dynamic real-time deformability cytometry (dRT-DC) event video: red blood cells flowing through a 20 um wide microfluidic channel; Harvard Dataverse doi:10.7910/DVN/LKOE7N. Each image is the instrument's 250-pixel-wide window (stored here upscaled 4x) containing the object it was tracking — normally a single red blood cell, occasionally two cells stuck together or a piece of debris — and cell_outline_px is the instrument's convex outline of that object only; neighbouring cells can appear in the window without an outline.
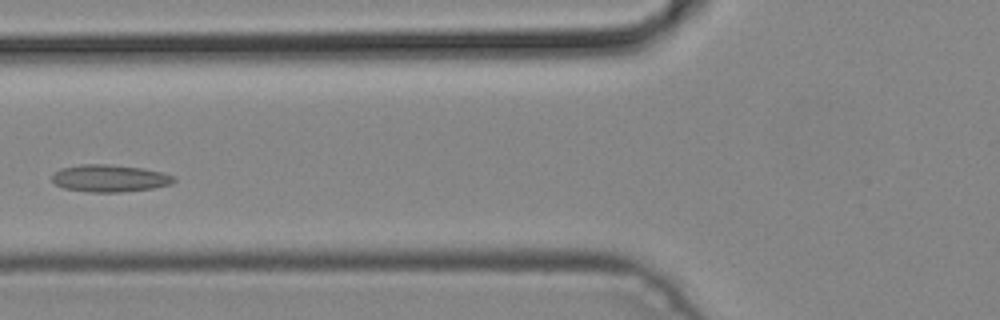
{"species": "common noctule bat (a hibernating species)", "species_latin": "Nyctalus noctula", "temperature_condition": "cold", "stored_images_in_passage": 6, "camera_frame_rate_fps": 3000, "um_per_image_px": 0.085, "animal": {"sex": "male", "body_mass_g": 19.2, "forearm_length_mm": 51.8}, "frame": {"image": 1, "passage_image": 5, "time_ms": 1.333, "image_size_px": [1000, 320], "cell_outline_px": [[176, 180], [172, 184], [152, 188], [120, 192], [88, 192], [64, 188], [56, 184], [52, 180], [52, 176], [60, 168], [80, 164], [108, 164], [144, 168], [176, 176]], "centroid_in_image_um": [9.34, 15.15], "position_along_channel_um": 116.5, "area_um2": 19.36}}
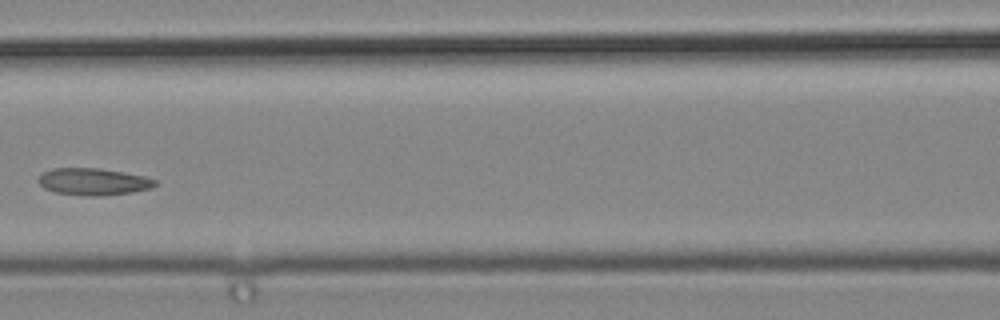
{"frame": {"image": 2, "passage_image": 6, "time_ms": 1.667, "image_size_px": [1000, 320], "cell_outline_px": [[156, 184], [152, 188], [132, 192], [100, 196], [88, 196], [56, 192], [44, 188], [36, 180], [44, 172], [52, 168], [100, 168], [124, 172], [144, 176], [156, 180]], "centroid_in_image_um": [7.94, 15.44], "position_along_channel_um": 158.7, "area_um2": 18.32}}